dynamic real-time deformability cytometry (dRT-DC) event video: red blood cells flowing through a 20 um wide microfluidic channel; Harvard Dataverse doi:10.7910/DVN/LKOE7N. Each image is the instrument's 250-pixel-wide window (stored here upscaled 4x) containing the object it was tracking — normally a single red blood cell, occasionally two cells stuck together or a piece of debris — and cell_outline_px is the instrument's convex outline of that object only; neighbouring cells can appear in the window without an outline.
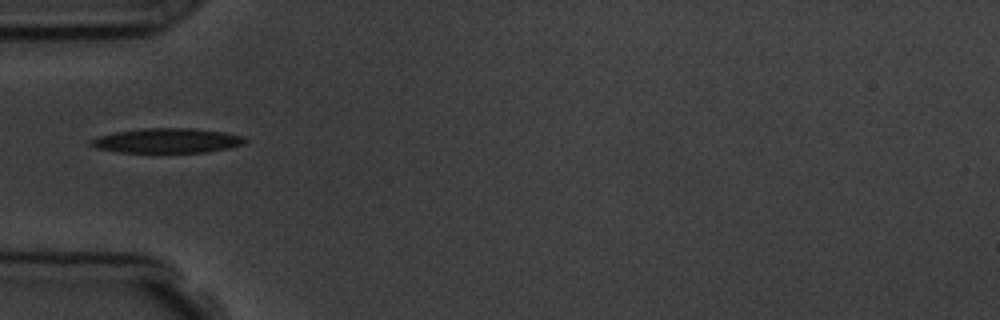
{"species": "common noctule bat (a hibernating species)", "species_latin": "Nyctalus noctula", "temperature_condition": "room temperature", "stored_images_in_passage": 5, "camera_frame_rate_fps": 3000, "um_per_image_px": 0.085, "animal": {"sex": "male", "body_mass_g": 19.5, "forearm_length_mm": 54.6}, "frame": {"image": 1, "passage_image": 5, "time_ms": 4.667, "image_size_px": [1000, 320], "cell_outline_px": [[248, 140], [244, 144], [228, 148], [204, 152], [116, 152], [100, 148], [88, 144], [88, 140], [112, 132], [144, 128], [196, 128], [224, 132], [244, 136]], "centroid_in_image_um": [14.22, 11.94], "position_along_channel_um": 70.8, "area_um2": 22.25}}